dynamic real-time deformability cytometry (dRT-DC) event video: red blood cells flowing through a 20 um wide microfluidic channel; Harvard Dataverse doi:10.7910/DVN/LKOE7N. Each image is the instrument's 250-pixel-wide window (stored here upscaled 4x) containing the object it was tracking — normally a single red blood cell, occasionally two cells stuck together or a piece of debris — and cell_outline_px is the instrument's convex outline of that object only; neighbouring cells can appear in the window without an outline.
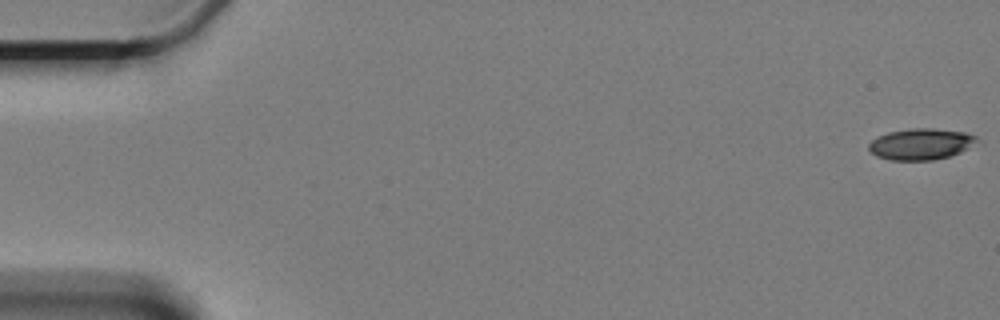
{"species": "Egyptian fruit bat (a non-hibernating species)", "species_latin": "Rousettus aegyptiacus", "temperature_condition": "cold", "stored_images_in_passage": 3, "camera_frame_rate_fps": 3000, "um_per_image_px": 0.085, "animal": {"sex": "female"}, "frame": {"image": 1, "passage_image": 1, "time_ms": 0.0, "image_size_px": [1000, 320], "cell_outline_px": [[980, 140], [960, 152], [948, 156], [932, 160], [892, 160], [876, 156], [868, 148], [868, 144], [872, 140], [888, 132], [912, 128], [932, 128], [964, 132], [976, 136]], "centroid_in_image_um": [78.27, 12.24], "position_along_channel_um": 6.7, "area_um2": 19.48}}